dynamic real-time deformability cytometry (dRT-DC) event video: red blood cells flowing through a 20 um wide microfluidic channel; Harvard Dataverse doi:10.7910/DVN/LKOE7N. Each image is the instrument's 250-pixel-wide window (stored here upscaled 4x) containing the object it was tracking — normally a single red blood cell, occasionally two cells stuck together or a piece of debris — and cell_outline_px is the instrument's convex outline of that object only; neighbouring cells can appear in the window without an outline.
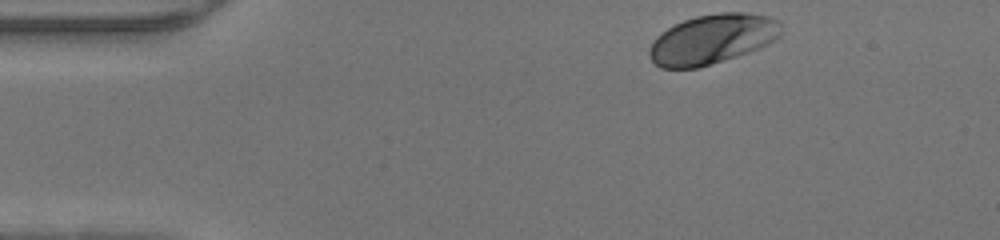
{"species": "human", "species_latin": "Homo sapiens", "temperature_condition": "warm", "stored_images_in_passage": 42, "camera_frame_rate_fps": 3000, "um_per_image_px": 0.085, "donor": {"sex": "male"}, "frame": {"image": 1, "passage_image": 1, "time_ms": 0.0, "image_size_px": [1000, 240], "cell_outline_px": [[784, 24], [780, 36], [776, 40], [768, 44], [748, 52], [700, 68], [660, 68], [652, 64], [648, 56], [648, 48], [656, 36], [660, 32], [684, 20], [696, 16], [720, 12], [748, 12], [768, 16], [780, 20]], "centroid_in_image_um": [60.55, 3.33], "position_along_channel_um": 24.4, "area_um2": 38.78}}
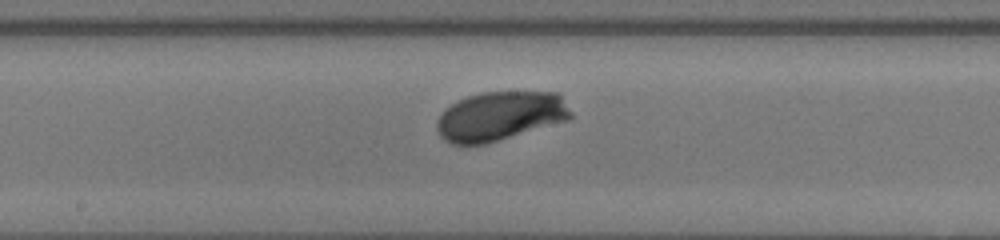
{"frame": {"image": 2, "passage_image": 19, "time_ms": 6.0, "image_size_px": [1000, 240], "cell_outline_px": [[572, 116], [568, 120], [484, 144], [452, 144], [444, 140], [440, 136], [436, 128], [436, 120], [456, 100], [480, 92], [560, 92], [572, 112]], "centroid_in_image_um": [42.52, 9.85], "position_along_channel_um": 205.7, "area_um2": 38.26}}
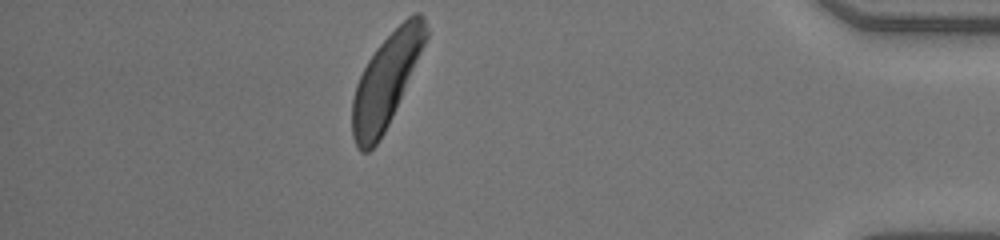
{"frame": {"image": 3, "passage_image": 36, "time_ms": 11.667, "image_size_px": [1000, 240], "cell_outline_px": [[428, 36], [388, 124], [384, 132], [376, 144], [368, 152], [360, 152], [356, 148], [352, 136], [352, 100], [356, 84], [368, 60], [376, 48], [408, 16], [416, 12], [420, 12], [424, 16], [428, 28]], "centroid_in_image_um": [32.8, 6.86], "position_along_channel_um": 402.4, "area_um2": 38.96}}